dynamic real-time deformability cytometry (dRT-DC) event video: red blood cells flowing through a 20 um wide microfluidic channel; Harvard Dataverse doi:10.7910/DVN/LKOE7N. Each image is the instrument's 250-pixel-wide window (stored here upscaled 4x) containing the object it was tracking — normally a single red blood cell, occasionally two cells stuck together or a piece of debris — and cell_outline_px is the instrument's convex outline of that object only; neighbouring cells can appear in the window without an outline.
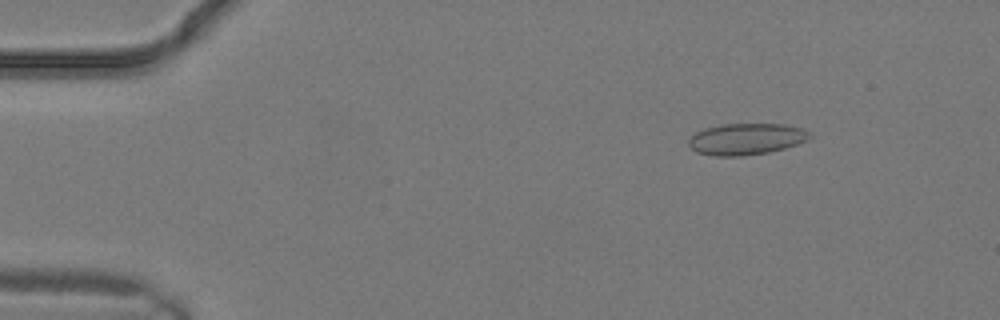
{"species": "common noctule bat (a hibernating species)", "species_latin": "Nyctalus noctula", "temperature_condition": "warm", "stored_images_in_passage": 9, "camera_frame_rate_fps": 3000, "um_per_image_px": 0.085, "animal": {"sex": "male", "body_mass_g": 19.2, "forearm_length_mm": 51.8}, "frame": {"image": 1, "passage_image": 4, "time_ms": 1.0, "image_size_px": [1000, 320], "cell_outline_px": [[812, 136], [808, 140], [784, 148], [768, 152], [740, 156], [716, 156], [696, 152], [688, 144], [688, 140], [696, 132], [704, 128], [720, 124], [784, 124], [800, 128], [812, 132]], "centroid_in_image_um": [63.43, 11.81], "position_along_channel_um": 21.6, "area_um2": 22.2}}